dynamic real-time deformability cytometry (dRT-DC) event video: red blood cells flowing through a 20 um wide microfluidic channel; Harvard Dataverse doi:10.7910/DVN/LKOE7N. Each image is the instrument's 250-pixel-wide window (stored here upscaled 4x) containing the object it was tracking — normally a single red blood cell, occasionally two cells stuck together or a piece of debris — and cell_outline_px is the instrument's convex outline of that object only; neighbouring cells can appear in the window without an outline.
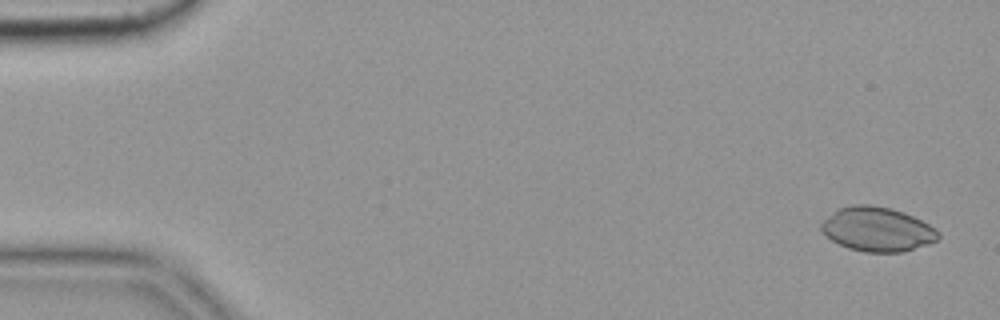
{"species": "common noctule bat (a hibernating species)", "species_latin": "Nyctalus noctula", "temperature_condition": "cold", "stored_images_in_passage": 9, "camera_frame_rate_fps": 3000, "um_per_image_px": 0.085, "animal": {"sex": "female", "body_mass_g": 19.9}, "frame": {"image": 1, "passage_image": 1, "time_ms": 0.0, "image_size_px": [1000, 320], "cell_outline_px": [[940, 236], [936, 240], [904, 252], [864, 252], [848, 248], [832, 240], [820, 228], [820, 224], [832, 212], [840, 208], [852, 204], [868, 204], [892, 208], [904, 212], [936, 228], [940, 232]], "centroid_in_image_um": [74.57, 19.48], "position_along_channel_um": 10.4, "area_um2": 30.06}}